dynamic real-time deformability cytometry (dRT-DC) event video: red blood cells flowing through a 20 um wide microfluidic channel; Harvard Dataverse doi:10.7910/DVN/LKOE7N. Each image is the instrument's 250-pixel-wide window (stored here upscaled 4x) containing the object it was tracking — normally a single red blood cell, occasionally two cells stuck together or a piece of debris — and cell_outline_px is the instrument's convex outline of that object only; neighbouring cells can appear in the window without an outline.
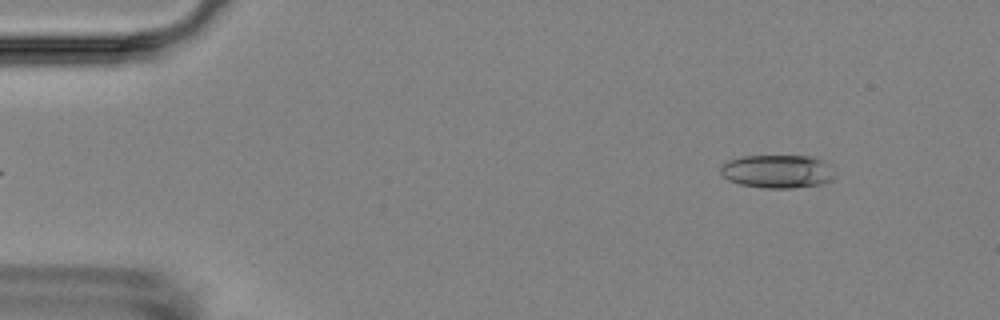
{"species": "Egyptian fruit bat (a non-hibernating species)", "species_latin": "Rousettus aegyptiacus", "temperature_condition": "room temperature", "stored_images_in_passage": 4, "camera_frame_rate_fps": 3000, "um_per_image_px": 0.085, "animal": {"sex": "female"}, "frame": {"image": 1, "passage_image": 4, "time_ms": 5.0, "image_size_px": [1000, 320], "cell_outline_px": [[836, 176], [832, 180], [820, 184], [792, 188], [760, 188], [740, 184], [728, 180], [720, 172], [720, 164], [728, 160], [740, 156], [812, 156], [824, 160], [836, 172]], "centroid_in_image_um": [66.09, 14.56], "position_along_channel_um": 18.9, "area_um2": 22.54}}